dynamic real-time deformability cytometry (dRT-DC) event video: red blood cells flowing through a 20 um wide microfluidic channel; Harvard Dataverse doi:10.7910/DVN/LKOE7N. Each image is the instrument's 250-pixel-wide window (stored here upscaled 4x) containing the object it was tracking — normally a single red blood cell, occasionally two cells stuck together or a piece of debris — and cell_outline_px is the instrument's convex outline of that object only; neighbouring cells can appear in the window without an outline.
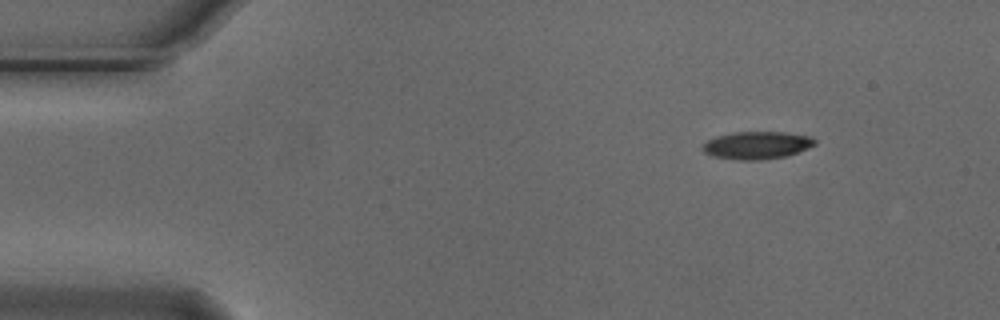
{"species": "Egyptian fruit bat (a non-hibernating species)", "species_latin": "Rousettus aegyptiacus", "temperature_condition": "cold", "stored_images_in_passage": 49, "camera_frame_rate_fps": 3000, "um_per_image_px": 0.085, "animal": {"sex": "male"}, "frame": {"image": 1, "passage_image": 1, "time_ms": 0.0, "image_size_px": [1000, 320], "cell_outline_px": [[816, 144], [808, 148], [788, 156], [764, 160], [736, 160], [712, 156], [704, 152], [700, 148], [708, 140], [716, 136], [736, 132], [784, 132], [812, 136], [816, 140]], "centroid_in_image_um": [64.35, 12.35], "position_along_channel_um": 20.6, "area_um2": 18.26}}
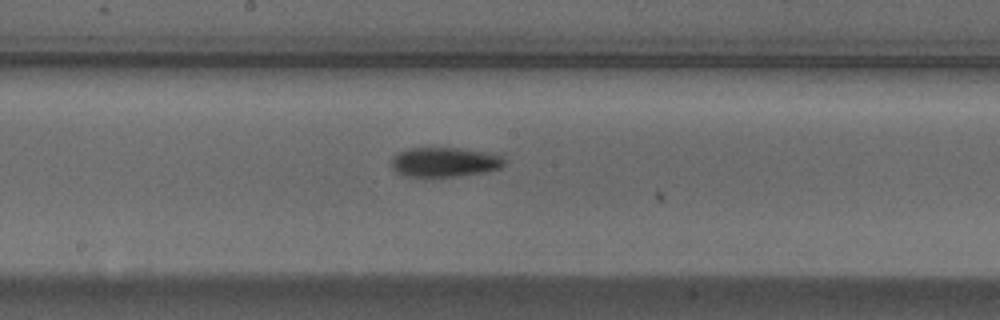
{"frame": {"image": 2, "passage_image": 23, "time_ms": 7.333, "image_size_px": [1000, 320], "cell_outline_px": [[504, 164], [500, 168], [484, 172], [456, 176], [424, 180], [408, 176], [396, 172], [392, 168], [392, 156], [396, 152], [408, 148], [456, 148], [492, 152], [500, 156], [504, 160]], "centroid_in_image_um": [37.72, 13.81], "position_along_channel_um": 210.5, "area_um2": 20.11}}
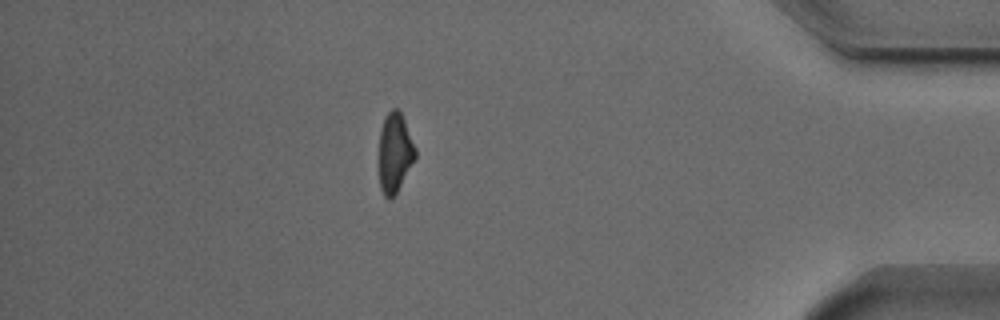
{"frame": {"image": 3, "passage_image": 42, "time_ms": 13.667, "image_size_px": [1000, 320], "cell_outline_px": [[416, 156], [396, 192], [388, 200], [384, 196], [380, 188], [380, 128], [384, 116], [392, 108], [396, 108], [400, 112], [404, 120], [416, 148]], "centroid_in_image_um": [33.55, 12.94], "position_along_channel_um": 401.7, "area_um2": 16.47}, "authors_computed_cell_mechanics": {"area_um2": 18.3804, "velocity_mm_per_s": 3.7238, "shape_relaxation_time_tau1_ms": 3.5537, "shape_relaxation_time_tau2_ms": null, "deformation_change_tau1": 0.1467, "deformation_change_tau2": null}}